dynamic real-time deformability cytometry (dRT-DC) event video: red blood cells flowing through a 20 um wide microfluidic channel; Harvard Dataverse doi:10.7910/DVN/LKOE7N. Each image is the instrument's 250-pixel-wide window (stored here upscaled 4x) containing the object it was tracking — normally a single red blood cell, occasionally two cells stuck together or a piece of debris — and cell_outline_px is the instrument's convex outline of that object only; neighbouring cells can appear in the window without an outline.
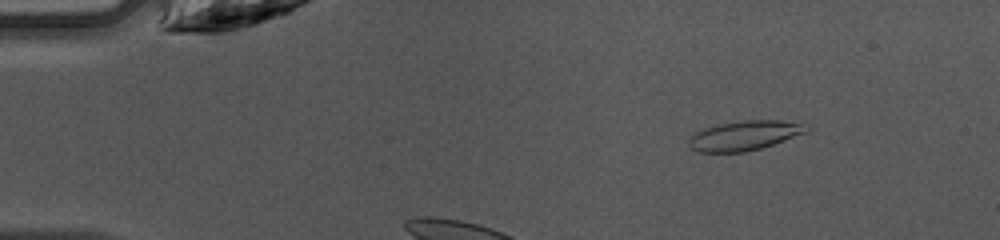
{"species": "common noctule bat (a hibernating species)", "species_latin": "Nyctalus noctula", "temperature_condition": "warm", "stored_images_in_passage": 35, "camera_frame_rate_fps": 3000, "um_per_image_px": 0.085, "animal": {"sex": "female", "body_mass_g": 10.0, "forearm_length_mm": 53.1}, "frame": {"image": 1, "passage_image": 7, "time_ms": 2.0, "image_size_px": [1000, 240], "cell_outline_px": [[812, 128], [808, 132], [760, 148], [744, 152], [700, 152], [692, 148], [688, 144], [688, 140], [696, 132], [704, 128], [720, 124], [744, 120], [780, 120], [800, 124]], "centroid_in_image_um": [63.28, 11.52], "position_along_channel_um": 21.7, "area_um2": 20.0}}
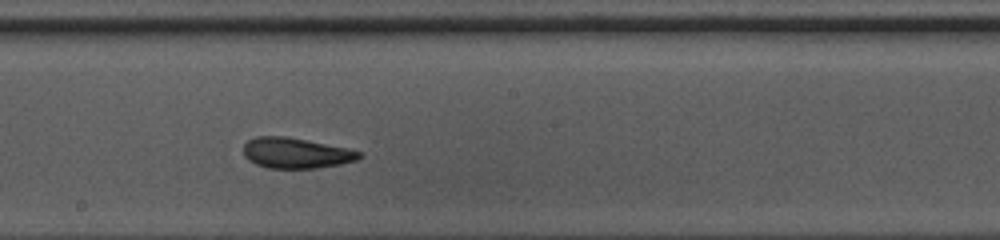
{"frame": {"image": 2, "passage_image": 21, "time_ms": 6.667, "image_size_px": [1000, 240], "cell_outline_px": [[364, 156], [356, 160], [340, 164], [316, 168], [268, 168], [256, 164], [248, 160], [244, 156], [244, 144], [248, 140], [256, 136], [284, 136], [348, 148], [360, 152]], "centroid_in_image_um": [25.14, 13.01], "position_along_channel_um": 223.1, "area_um2": 20.52}}
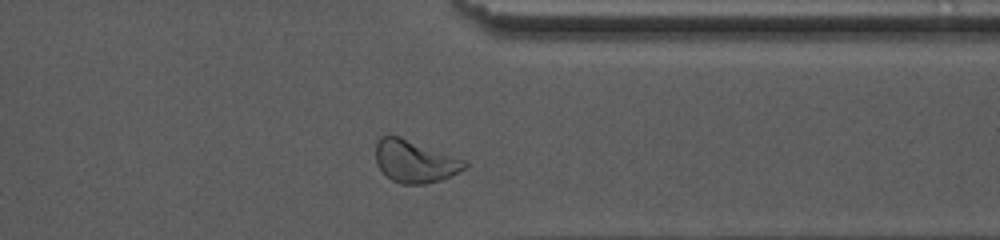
{"frame": {"image": 3, "passage_image": 32, "time_ms": 10.333, "image_size_px": [1000, 240], "cell_outline_px": [[468, 164], [464, 168], [440, 180], [424, 184], [400, 184], [392, 180], [376, 164], [376, 144], [380, 136], [400, 136], [468, 160]], "centroid_in_image_um": [35.26, 13.7], "position_along_channel_um": 376.1, "area_um2": 21.91}, "authors_computed_cell_mechanics": {"area_um2": 20.6346, "velocity_mm_per_s": 4.2379, "shape_relaxation_time_tau1_ms": 2.6423, "shape_relaxation_time_tau2_ms": 1.0577, "deformation_change_tau1": 0.1318, "deformation_change_tau2": 0.0583}}